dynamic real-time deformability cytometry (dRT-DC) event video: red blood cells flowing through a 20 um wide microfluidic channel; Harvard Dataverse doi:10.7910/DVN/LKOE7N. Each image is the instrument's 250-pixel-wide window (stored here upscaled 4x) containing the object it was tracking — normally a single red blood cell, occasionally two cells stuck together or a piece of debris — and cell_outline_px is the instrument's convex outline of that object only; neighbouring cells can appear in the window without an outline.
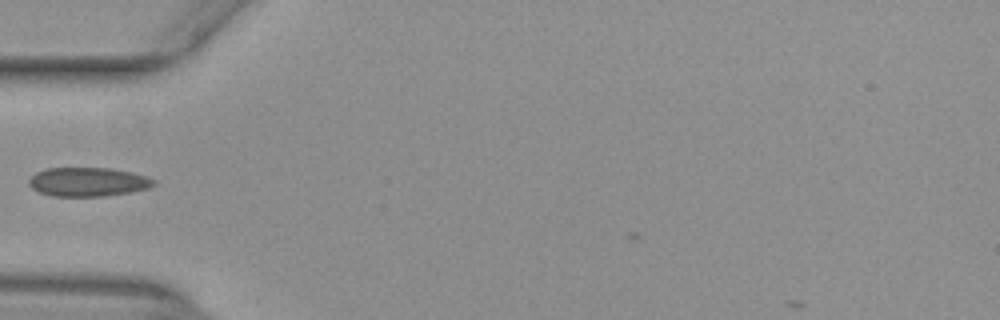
{"species": "common noctule bat (a hibernating species)", "species_latin": "Nyctalus noctula", "temperature_condition": "warm", "stored_images_in_passage": 29, "camera_frame_rate_fps": 3000, "um_per_image_px": 0.085, "animal": {"sex": "female", "body_mass_g": 29.2, "forearm_length_mm": 56.3}, "frame": {"image": 1, "passage_image": 6, "time_ms": 1.667, "image_size_px": [1000, 320], "cell_outline_px": [[156, 184], [148, 188], [132, 192], [104, 196], [52, 196], [40, 192], [32, 188], [28, 184], [28, 180], [36, 172], [44, 168], [112, 168], [132, 172], [156, 180]], "centroid_in_image_um": [7.48, 15.46], "position_along_channel_um": 77.5, "area_um2": 21.15}}
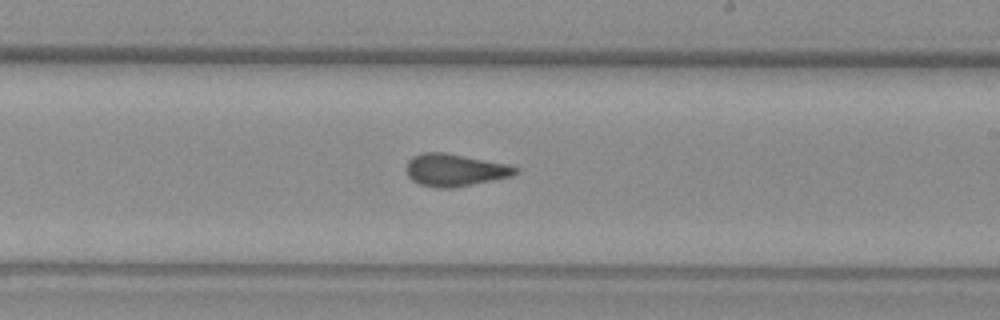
{"frame": {"image": 2, "passage_image": 19, "time_ms": 6.0, "image_size_px": [1000, 320], "cell_outline_px": [[520, 172], [512, 176], [452, 188], [440, 188], [420, 184], [412, 180], [408, 176], [404, 168], [408, 160], [412, 156], [424, 152], [444, 152], [508, 164], [520, 168]], "centroid_in_image_um": [38.65, 14.44], "position_along_channel_um": 250.3, "area_um2": 20.69}}
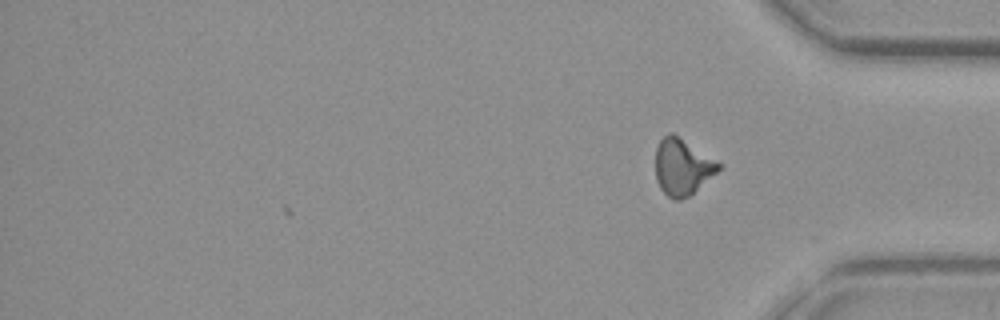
{"frame": {"image": 3, "passage_image": 29, "time_ms": 9.333, "image_size_px": [1000, 320], "cell_outline_px": [[724, 164], [716, 172], [688, 196], [680, 200], [676, 200], [668, 196], [660, 188], [656, 180], [656, 148], [660, 140], [668, 132], [672, 132]], "centroid_in_image_um": [57.99, 14.16], "position_along_channel_um": 377.2, "area_um2": 20.58}, "authors_computed_cell_mechanics": {"area_um2": 20.1722, "velocity_mm_per_s": 3.971, "shape_relaxation_time_tau1_ms": null, "shape_relaxation_time_tau2_ms": 1.5742, "deformation_change_tau1": null, "deformation_change_tau2": 0.0755}}